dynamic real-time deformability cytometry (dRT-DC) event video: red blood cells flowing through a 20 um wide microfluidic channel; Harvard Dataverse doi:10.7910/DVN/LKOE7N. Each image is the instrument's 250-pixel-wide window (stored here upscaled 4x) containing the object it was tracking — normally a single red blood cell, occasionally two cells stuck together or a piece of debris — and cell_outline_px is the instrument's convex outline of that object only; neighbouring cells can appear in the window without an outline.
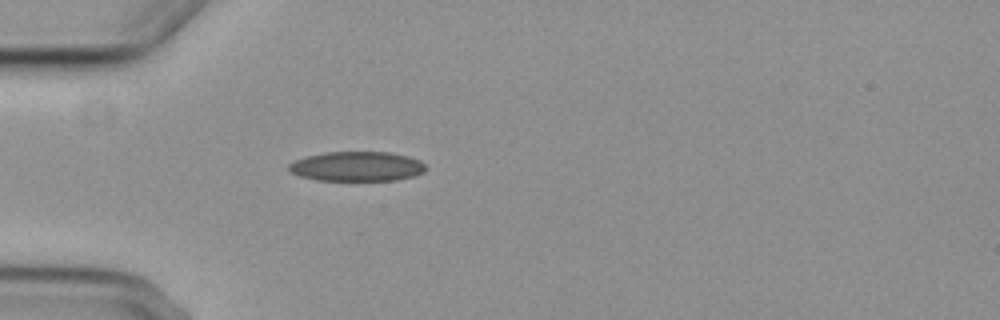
{"species": "common noctule bat (a hibernating species)", "species_latin": "Nyctalus noctula", "temperature_condition": "cold", "stored_images_in_passage": 2, "camera_frame_rate_fps": 3000, "um_per_image_px": 0.085, "animal": {"sex": "female", "body_mass_g": 29.2, "forearm_length_mm": 56.3}, "frame": {"image": 1, "passage_image": 2, "time_ms": 1.0, "image_size_px": [1000, 320], "cell_outline_px": [[428, 168], [424, 172], [412, 176], [396, 180], [316, 180], [300, 176], [288, 172], [288, 164], [296, 160], [308, 156], [324, 152], [388, 152], [408, 156], [420, 160]], "centroid_in_image_um": [30.33, 14.14], "position_along_channel_um": 54.7, "area_um2": 23.7}}